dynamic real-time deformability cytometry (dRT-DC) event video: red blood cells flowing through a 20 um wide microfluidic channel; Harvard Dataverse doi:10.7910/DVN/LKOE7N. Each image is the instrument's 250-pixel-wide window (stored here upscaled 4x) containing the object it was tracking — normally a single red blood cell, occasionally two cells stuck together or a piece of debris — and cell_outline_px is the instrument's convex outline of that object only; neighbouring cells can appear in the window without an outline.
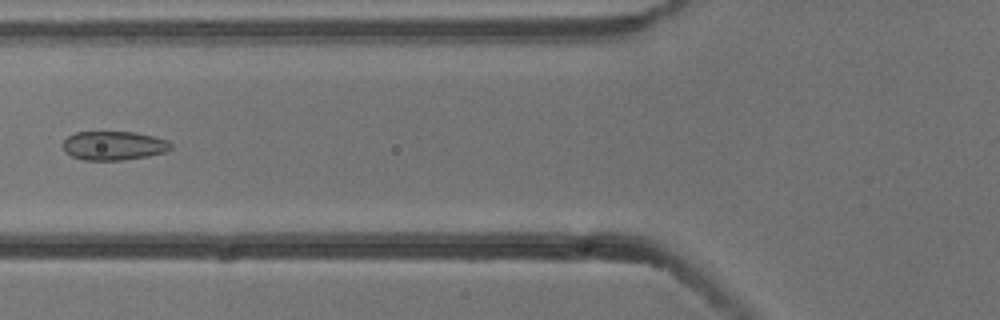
{"species": "common noctule bat (a hibernating species)", "species_latin": "Nyctalus noctula", "temperature_condition": "cold", "stored_images_in_passage": 7, "camera_frame_rate_fps": 3000, "um_per_image_px": 0.085, "animal": {"sex": "male", "body_mass_g": 13.3}, "frame": {"image": 1, "passage_image": 7, "time_ms": 2.0, "image_size_px": [1000, 320], "cell_outline_px": [[172, 148], [164, 152], [148, 156], [120, 160], [84, 160], [72, 156], [64, 152], [64, 140], [68, 136], [76, 132], [136, 132], [156, 136], [168, 140], [172, 144]], "centroid_in_image_um": [9.69, 12.37], "position_along_channel_um": 116.1, "area_um2": 18.26}}